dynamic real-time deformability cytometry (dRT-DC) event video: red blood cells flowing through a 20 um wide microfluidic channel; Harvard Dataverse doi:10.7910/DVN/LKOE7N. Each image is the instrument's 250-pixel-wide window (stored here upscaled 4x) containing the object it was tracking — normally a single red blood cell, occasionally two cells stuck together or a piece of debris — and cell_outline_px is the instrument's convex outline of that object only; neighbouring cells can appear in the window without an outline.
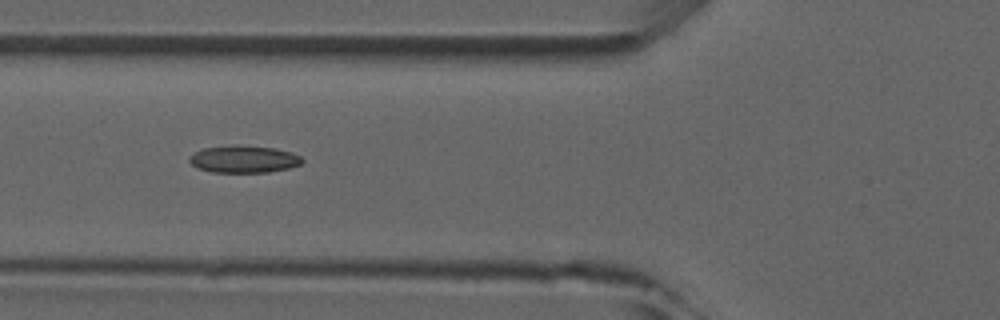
{"species": "common noctule bat (a hibernating species)", "species_latin": "Nyctalus noctula", "temperature_condition": "room temperature", "stored_images_in_passage": 8, "camera_frame_rate_fps": 3000, "um_per_image_px": 0.085, "animal": {"sex": "male", "forearm_length_mm": 52.5}, "frame": {"image": 1, "passage_image": 6, "time_ms": 5.667, "image_size_px": [1000, 320], "cell_outline_px": [[304, 160], [300, 164], [288, 168], [268, 172], [212, 172], [196, 168], [188, 160], [188, 156], [204, 148], [272, 148], [292, 152], [300, 156]], "centroid_in_image_um": [20.72, 13.58], "position_along_channel_um": 105.1, "area_um2": 16.94}}
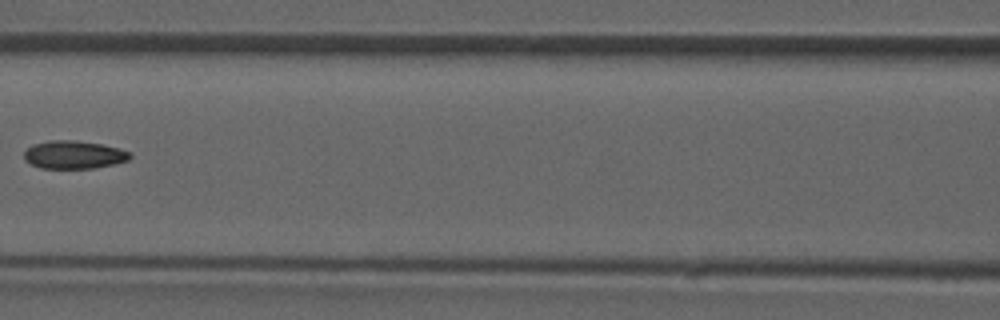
{"frame": {"image": 2, "passage_image": 7, "time_ms": 7.0, "image_size_px": [1000, 320], "cell_outline_px": [[132, 156], [128, 160], [112, 164], [92, 168], [40, 168], [24, 160], [24, 152], [32, 144], [48, 140], [76, 140], [100, 144], [120, 148], [132, 152]], "centroid_in_image_um": [6.27, 13.14], "position_along_channel_um": 160.3, "area_um2": 17.34}}